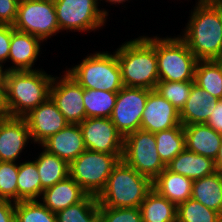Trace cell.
Returning <instances> with one entry per match:
<instances>
[{"mask_svg":"<svg viewBox=\"0 0 222 222\" xmlns=\"http://www.w3.org/2000/svg\"><path fill=\"white\" fill-rule=\"evenodd\" d=\"M53 77L42 69L7 71L5 94L8 116L24 117L50 97Z\"/></svg>","mask_w":222,"mask_h":222,"instance_id":"3957f363","label":"cell"},{"mask_svg":"<svg viewBox=\"0 0 222 222\" xmlns=\"http://www.w3.org/2000/svg\"><path fill=\"white\" fill-rule=\"evenodd\" d=\"M57 222H100V207L96 196L87 195L82 201L56 213Z\"/></svg>","mask_w":222,"mask_h":222,"instance_id":"4dcf8cb0","label":"cell"},{"mask_svg":"<svg viewBox=\"0 0 222 222\" xmlns=\"http://www.w3.org/2000/svg\"><path fill=\"white\" fill-rule=\"evenodd\" d=\"M128 0H106L105 2H111V4H120Z\"/></svg>","mask_w":222,"mask_h":222,"instance_id":"ee69618b","label":"cell"},{"mask_svg":"<svg viewBox=\"0 0 222 222\" xmlns=\"http://www.w3.org/2000/svg\"><path fill=\"white\" fill-rule=\"evenodd\" d=\"M220 4H221V6H222V0H217Z\"/></svg>","mask_w":222,"mask_h":222,"instance_id":"7dc6e473","label":"cell"},{"mask_svg":"<svg viewBox=\"0 0 222 222\" xmlns=\"http://www.w3.org/2000/svg\"><path fill=\"white\" fill-rule=\"evenodd\" d=\"M142 222H177V206L153 188L141 203Z\"/></svg>","mask_w":222,"mask_h":222,"instance_id":"d4e9b609","label":"cell"},{"mask_svg":"<svg viewBox=\"0 0 222 222\" xmlns=\"http://www.w3.org/2000/svg\"><path fill=\"white\" fill-rule=\"evenodd\" d=\"M193 82L159 80L155 90L180 112L190 95Z\"/></svg>","mask_w":222,"mask_h":222,"instance_id":"836d02e7","label":"cell"},{"mask_svg":"<svg viewBox=\"0 0 222 222\" xmlns=\"http://www.w3.org/2000/svg\"><path fill=\"white\" fill-rule=\"evenodd\" d=\"M79 126L86 149L106 154H123L124 137L110 118H86Z\"/></svg>","mask_w":222,"mask_h":222,"instance_id":"4fadbf2b","label":"cell"},{"mask_svg":"<svg viewBox=\"0 0 222 222\" xmlns=\"http://www.w3.org/2000/svg\"><path fill=\"white\" fill-rule=\"evenodd\" d=\"M179 37L198 60H222V6L217 0H198Z\"/></svg>","mask_w":222,"mask_h":222,"instance_id":"6da1fadb","label":"cell"},{"mask_svg":"<svg viewBox=\"0 0 222 222\" xmlns=\"http://www.w3.org/2000/svg\"><path fill=\"white\" fill-rule=\"evenodd\" d=\"M8 116V115H0V121L2 120L3 117Z\"/></svg>","mask_w":222,"mask_h":222,"instance_id":"bcb514c9","label":"cell"},{"mask_svg":"<svg viewBox=\"0 0 222 222\" xmlns=\"http://www.w3.org/2000/svg\"><path fill=\"white\" fill-rule=\"evenodd\" d=\"M84 89L118 92L122 87L121 70L116 53L96 52L66 70Z\"/></svg>","mask_w":222,"mask_h":222,"instance_id":"5b68a950","label":"cell"},{"mask_svg":"<svg viewBox=\"0 0 222 222\" xmlns=\"http://www.w3.org/2000/svg\"><path fill=\"white\" fill-rule=\"evenodd\" d=\"M17 0H0V24L13 25L17 18Z\"/></svg>","mask_w":222,"mask_h":222,"instance_id":"8d00e7d4","label":"cell"},{"mask_svg":"<svg viewBox=\"0 0 222 222\" xmlns=\"http://www.w3.org/2000/svg\"><path fill=\"white\" fill-rule=\"evenodd\" d=\"M154 135L159 157L166 166L185 149L183 125L156 132Z\"/></svg>","mask_w":222,"mask_h":222,"instance_id":"f1b7e54d","label":"cell"},{"mask_svg":"<svg viewBox=\"0 0 222 222\" xmlns=\"http://www.w3.org/2000/svg\"><path fill=\"white\" fill-rule=\"evenodd\" d=\"M122 159L139 174L153 181L166 165L159 157L154 133L139 129L124 137Z\"/></svg>","mask_w":222,"mask_h":222,"instance_id":"ba28073f","label":"cell"},{"mask_svg":"<svg viewBox=\"0 0 222 222\" xmlns=\"http://www.w3.org/2000/svg\"><path fill=\"white\" fill-rule=\"evenodd\" d=\"M220 216L192 198L177 206V222H217Z\"/></svg>","mask_w":222,"mask_h":222,"instance_id":"d6a6232c","label":"cell"},{"mask_svg":"<svg viewBox=\"0 0 222 222\" xmlns=\"http://www.w3.org/2000/svg\"><path fill=\"white\" fill-rule=\"evenodd\" d=\"M43 41L28 33H23L15 30L12 33L9 60L12 61V66L7 68V71H34L32 69Z\"/></svg>","mask_w":222,"mask_h":222,"instance_id":"ac0fdd59","label":"cell"},{"mask_svg":"<svg viewBox=\"0 0 222 222\" xmlns=\"http://www.w3.org/2000/svg\"><path fill=\"white\" fill-rule=\"evenodd\" d=\"M217 222H222V215L218 218Z\"/></svg>","mask_w":222,"mask_h":222,"instance_id":"f6af8a7d","label":"cell"},{"mask_svg":"<svg viewBox=\"0 0 222 222\" xmlns=\"http://www.w3.org/2000/svg\"><path fill=\"white\" fill-rule=\"evenodd\" d=\"M152 181L130 167L123 159L114 166L105 189L97 197L99 207L140 208Z\"/></svg>","mask_w":222,"mask_h":222,"instance_id":"277c9868","label":"cell"},{"mask_svg":"<svg viewBox=\"0 0 222 222\" xmlns=\"http://www.w3.org/2000/svg\"><path fill=\"white\" fill-rule=\"evenodd\" d=\"M41 146L69 164L86 150L79 124H68L44 141Z\"/></svg>","mask_w":222,"mask_h":222,"instance_id":"e0dca14e","label":"cell"},{"mask_svg":"<svg viewBox=\"0 0 222 222\" xmlns=\"http://www.w3.org/2000/svg\"><path fill=\"white\" fill-rule=\"evenodd\" d=\"M123 86L155 90L159 81L156 36L131 39L115 51Z\"/></svg>","mask_w":222,"mask_h":222,"instance_id":"7a4b0ae2","label":"cell"},{"mask_svg":"<svg viewBox=\"0 0 222 222\" xmlns=\"http://www.w3.org/2000/svg\"><path fill=\"white\" fill-rule=\"evenodd\" d=\"M191 198L222 215V176L215 172L194 180Z\"/></svg>","mask_w":222,"mask_h":222,"instance_id":"cb8c5ba5","label":"cell"},{"mask_svg":"<svg viewBox=\"0 0 222 222\" xmlns=\"http://www.w3.org/2000/svg\"><path fill=\"white\" fill-rule=\"evenodd\" d=\"M217 102L218 99L193 82L190 95L179 112L181 124L206 123Z\"/></svg>","mask_w":222,"mask_h":222,"instance_id":"ffe728a7","label":"cell"},{"mask_svg":"<svg viewBox=\"0 0 222 222\" xmlns=\"http://www.w3.org/2000/svg\"><path fill=\"white\" fill-rule=\"evenodd\" d=\"M0 222H15V203L0 200Z\"/></svg>","mask_w":222,"mask_h":222,"instance_id":"ab89813d","label":"cell"},{"mask_svg":"<svg viewBox=\"0 0 222 222\" xmlns=\"http://www.w3.org/2000/svg\"><path fill=\"white\" fill-rule=\"evenodd\" d=\"M18 170L16 162L0 161V200L17 202Z\"/></svg>","mask_w":222,"mask_h":222,"instance_id":"e575fe53","label":"cell"},{"mask_svg":"<svg viewBox=\"0 0 222 222\" xmlns=\"http://www.w3.org/2000/svg\"><path fill=\"white\" fill-rule=\"evenodd\" d=\"M60 30L95 31L106 24L108 11L99 0H53Z\"/></svg>","mask_w":222,"mask_h":222,"instance_id":"9c48e42d","label":"cell"},{"mask_svg":"<svg viewBox=\"0 0 222 222\" xmlns=\"http://www.w3.org/2000/svg\"><path fill=\"white\" fill-rule=\"evenodd\" d=\"M31 139L24 117H3L0 121V161L15 162Z\"/></svg>","mask_w":222,"mask_h":222,"instance_id":"2e32d148","label":"cell"},{"mask_svg":"<svg viewBox=\"0 0 222 222\" xmlns=\"http://www.w3.org/2000/svg\"><path fill=\"white\" fill-rule=\"evenodd\" d=\"M206 124L217 133L222 134V99L218 100Z\"/></svg>","mask_w":222,"mask_h":222,"instance_id":"f35d334b","label":"cell"},{"mask_svg":"<svg viewBox=\"0 0 222 222\" xmlns=\"http://www.w3.org/2000/svg\"><path fill=\"white\" fill-rule=\"evenodd\" d=\"M40 196H42V186L35 161L20 163L17 177V202L37 200Z\"/></svg>","mask_w":222,"mask_h":222,"instance_id":"83f0119b","label":"cell"},{"mask_svg":"<svg viewBox=\"0 0 222 222\" xmlns=\"http://www.w3.org/2000/svg\"><path fill=\"white\" fill-rule=\"evenodd\" d=\"M194 83L216 99H222V60H198Z\"/></svg>","mask_w":222,"mask_h":222,"instance_id":"4316f807","label":"cell"},{"mask_svg":"<svg viewBox=\"0 0 222 222\" xmlns=\"http://www.w3.org/2000/svg\"><path fill=\"white\" fill-rule=\"evenodd\" d=\"M88 194L70 176L43 191L40 199L51 212L57 213L82 201Z\"/></svg>","mask_w":222,"mask_h":222,"instance_id":"44dd1931","label":"cell"},{"mask_svg":"<svg viewBox=\"0 0 222 222\" xmlns=\"http://www.w3.org/2000/svg\"><path fill=\"white\" fill-rule=\"evenodd\" d=\"M15 31L13 25L0 24V62L8 61L12 33Z\"/></svg>","mask_w":222,"mask_h":222,"instance_id":"74e56055","label":"cell"},{"mask_svg":"<svg viewBox=\"0 0 222 222\" xmlns=\"http://www.w3.org/2000/svg\"><path fill=\"white\" fill-rule=\"evenodd\" d=\"M50 97L69 124H80L86 119L83 87L67 72L61 78L53 76Z\"/></svg>","mask_w":222,"mask_h":222,"instance_id":"7c38bea8","label":"cell"},{"mask_svg":"<svg viewBox=\"0 0 222 222\" xmlns=\"http://www.w3.org/2000/svg\"><path fill=\"white\" fill-rule=\"evenodd\" d=\"M122 157L123 154H106L86 149L69 164V176L88 195L98 197Z\"/></svg>","mask_w":222,"mask_h":222,"instance_id":"8992f818","label":"cell"},{"mask_svg":"<svg viewBox=\"0 0 222 222\" xmlns=\"http://www.w3.org/2000/svg\"><path fill=\"white\" fill-rule=\"evenodd\" d=\"M4 66L3 64L0 62V80H5L6 77V73H7V69H3Z\"/></svg>","mask_w":222,"mask_h":222,"instance_id":"7bdbcfd3","label":"cell"},{"mask_svg":"<svg viewBox=\"0 0 222 222\" xmlns=\"http://www.w3.org/2000/svg\"><path fill=\"white\" fill-rule=\"evenodd\" d=\"M166 168L173 173L188 177L192 181L216 172L215 161L212 158L196 154L186 148Z\"/></svg>","mask_w":222,"mask_h":222,"instance_id":"7402d4cb","label":"cell"},{"mask_svg":"<svg viewBox=\"0 0 222 222\" xmlns=\"http://www.w3.org/2000/svg\"><path fill=\"white\" fill-rule=\"evenodd\" d=\"M15 222H57V216L38 200L19 201L15 203Z\"/></svg>","mask_w":222,"mask_h":222,"instance_id":"1f68e13d","label":"cell"},{"mask_svg":"<svg viewBox=\"0 0 222 222\" xmlns=\"http://www.w3.org/2000/svg\"><path fill=\"white\" fill-rule=\"evenodd\" d=\"M15 30L31 34L42 41L60 29L53 0H25L18 4Z\"/></svg>","mask_w":222,"mask_h":222,"instance_id":"30bf717a","label":"cell"},{"mask_svg":"<svg viewBox=\"0 0 222 222\" xmlns=\"http://www.w3.org/2000/svg\"><path fill=\"white\" fill-rule=\"evenodd\" d=\"M183 131L187 150L213 160L216 159L222 141V134L217 133L206 123L184 125Z\"/></svg>","mask_w":222,"mask_h":222,"instance_id":"d6986e66","label":"cell"},{"mask_svg":"<svg viewBox=\"0 0 222 222\" xmlns=\"http://www.w3.org/2000/svg\"><path fill=\"white\" fill-rule=\"evenodd\" d=\"M152 90L125 87L117 92V98L110 119L123 137L140 129L141 118Z\"/></svg>","mask_w":222,"mask_h":222,"instance_id":"8fae6325","label":"cell"},{"mask_svg":"<svg viewBox=\"0 0 222 222\" xmlns=\"http://www.w3.org/2000/svg\"><path fill=\"white\" fill-rule=\"evenodd\" d=\"M40 175L43 191L69 176V163L45 149L34 160Z\"/></svg>","mask_w":222,"mask_h":222,"instance_id":"484cf974","label":"cell"},{"mask_svg":"<svg viewBox=\"0 0 222 222\" xmlns=\"http://www.w3.org/2000/svg\"><path fill=\"white\" fill-rule=\"evenodd\" d=\"M24 118L33 143L40 145L69 124L51 97L31 110Z\"/></svg>","mask_w":222,"mask_h":222,"instance_id":"5bb4252c","label":"cell"},{"mask_svg":"<svg viewBox=\"0 0 222 222\" xmlns=\"http://www.w3.org/2000/svg\"><path fill=\"white\" fill-rule=\"evenodd\" d=\"M182 125L179 111L156 90H152L141 118L140 129L156 133Z\"/></svg>","mask_w":222,"mask_h":222,"instance_id":"9a60e30c","label":"cell"},{"mask_svg":"<svg viewBox=\"0 0 222 222\" xmlns=\"http://www.w3.org/2000/svg\"><path fill=\"white\" fill-rule=\"evenodd\" d=\"M0 115H8L6 106L5 80H0Z\"/></svg>","mask_w":222,"mask_h":222,"instance_id":"60d3db41","label":"cell"},{"mask_svg":"<svg viewBox=\"0 0 222 222\" xmlns=\"http://www.w3.org/2000/svg\"><path fill=\"white\" fill-rule=\"evenodd\" d=\"M100 222H142L140 208L100 207Z\"/></svg>","mask_w":222,"mask_h":222,"instance_id":"d590c367","label":"cell"},{"mask_svg":"<svg viewBox=\"0 0 222 222\" xmlns=\"http://www.w3.org/2000/svg\"><path fill=\"white\" fill-rule=\"evenodd\" d=\"M193 181L165 168L153 181L152 186L161 196H164L178 206L192 196Z\"/></svg>","mask_w":222,"mask_h":222,"instance_id":"603a6c76","label":"cell"},{"mask_svg":"<svg viewBox=\"0 0 222 222\" xmlns=\"http://www.w3.org/2000/svg\"><path fill=\"white\" fill-rule=\"evenodd\" d=\"M215 161L216 172L222 176V141Z\"/></svg>","mask_w":222,"mask_h":222,"instance_id":"b9f144b4","label":"cell"},{"mask_svg":"<svg viewBox=\"0 0 222 222\" xmlns=\"http://www.w3.org/2000/svg\"><path fill=\"white\" fill-rule=\"evenodd\" d=\"M116 98L117 92L83 88V104L86 118H110Z\"/></svg>","mask_w":222,"mask_h":222,"instance_id":"f546056e","label":"cell"},{"mask_svg":"<svg viewBox=\"0 0 222 222\" xmlns=\"http://www.w3.org/2000/svg\"><path fill=\"white\" fill-rule=\"evenodd\" d=\"M159 80L194 81L198 59L180 37L156 36Z\"/></svg>","mask_w":222,"mask_h":222,"instance_id":"52a82bcc","label":"cell"}]
</instances>
